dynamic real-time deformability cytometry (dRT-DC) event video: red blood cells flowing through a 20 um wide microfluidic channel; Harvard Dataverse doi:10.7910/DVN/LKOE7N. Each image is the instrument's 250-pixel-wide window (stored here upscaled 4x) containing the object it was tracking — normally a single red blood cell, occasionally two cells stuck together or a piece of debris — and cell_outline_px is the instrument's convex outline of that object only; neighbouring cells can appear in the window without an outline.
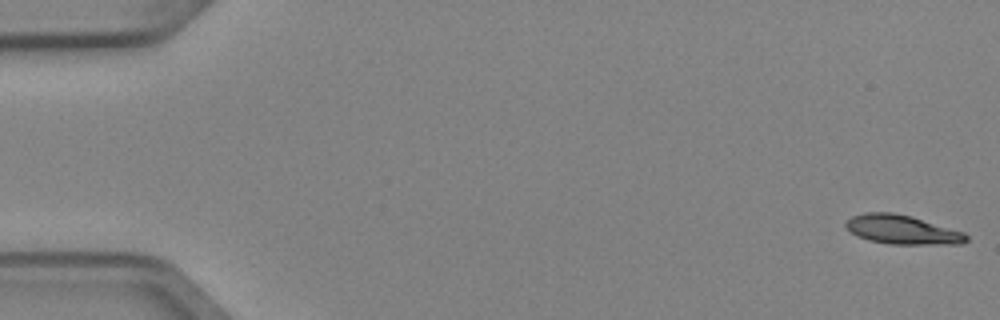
{"species": "Egyptian fruit bat (a non-hibernating species)", "species_latin": "Rousettus aegyptiacus", "temperature_condition": "cold", "stored_images_in_passage": 9, "camera_frame_rate_fps": 3000, "um_per_image_px": 0.085, "animal": {"sex": "female"}, "frame": {"image": 1, "passage_image": 1, "time_ms": 0.0, "image_size_px": [1000, 320], "cell_outline_px": [[968, 240], [964, 244], [888, 244], [868, 240], [856, 236], [844, 224], [852, 216], [864, 212], [892, 212], [912, 216], [964, 232], [968, 236]], "centroid_in_image_um": [76.7, 19.52], "position_along_channel_um": 8.3, "area_um2": 20.52}}